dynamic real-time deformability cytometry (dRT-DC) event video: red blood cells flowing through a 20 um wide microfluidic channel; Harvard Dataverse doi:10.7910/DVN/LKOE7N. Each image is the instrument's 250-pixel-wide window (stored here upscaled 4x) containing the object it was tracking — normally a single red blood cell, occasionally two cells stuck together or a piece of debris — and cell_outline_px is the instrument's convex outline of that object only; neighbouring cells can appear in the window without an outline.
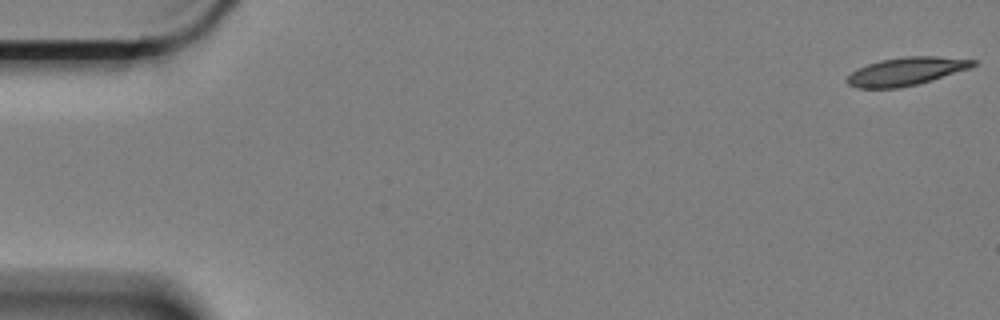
{"species": "Egyptian fruit bat (a non-hibernating species)", "species_latin": "Rousettus aegyptiacus", "temperature_condition": "cold", "stored_images_in_passage": 59, "camera_frame_rate_fps": 3000, "um_per_image_px": 0.085, "animal": {"sex": "female"}, "frame": {"image": 1, "passage_image": 1, "time_ms": 0.0, "image_size_px": [1000, 320], "cell_outline_px": [[976, 64], [968, 68], [932, 80], [900, 88], [856, 88], [848, 84], [844, 80], [856, 68], [880, 60], [904, 56], [936, 56], [976, 60]], "centroid_in_image_um": [76.96, 6.06], "position_along_channel_um": 8.0, "area_um2": 20.52}}
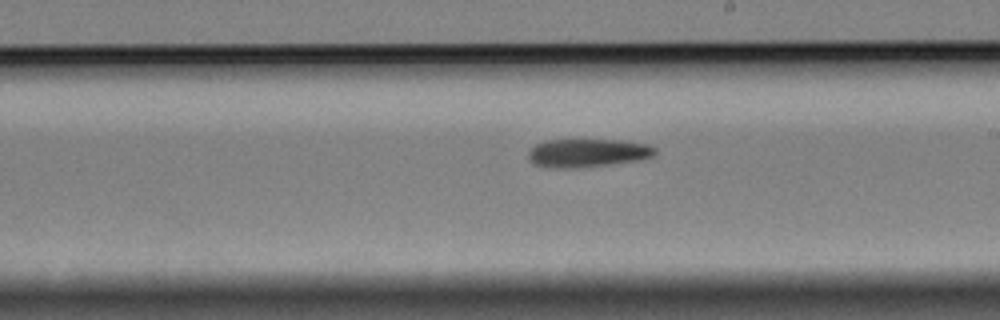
{"frame": {"image": 2, "passage_image": 34, "time_ms": 11.0, "image_size_px": [1000, 320], "cell_outline_px": [[656, 152], [652, 156], [636, 160], [608, 164], [576, 168], [552, 168], [532, 164], [528, 160], [528, 152], [536, 144], [544, 140], [620, 140], [648, 144], [656, 148]], "centroid_in_image_um": [49.89, 13.0], "position_along_channel_um": 239.1, "area_um2": 20.87}}
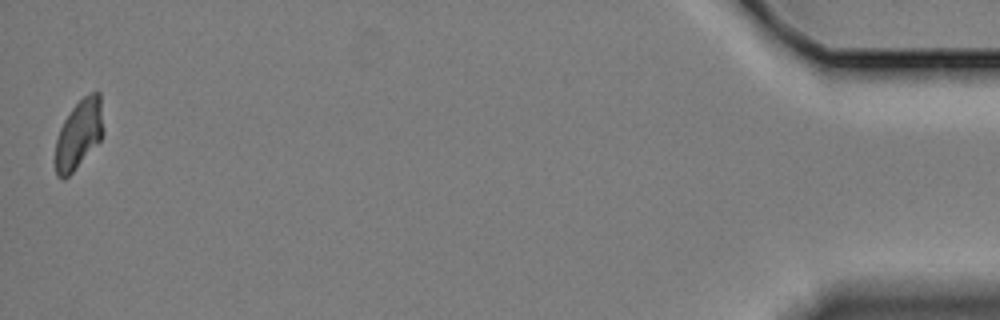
{"frame": {"image": 3, "passage_image": 59, "time_ms": 19.333, "image_size_px": [1000, 320], "cell_outline_px": [[104, 136], [72, 172], [64, 180], [60, 180], [56, 176], [56, 140], [60, 128], [64, 120], [72, 108], [84, 96], [92, 92], [100, 92], [104, 132]], "centroid_in_image_um": [6.72, 11.41], "position_along_channel_um": 428.5, "area_um2": 19.25}, "authors_computed_cell_mechanics": {"area_um2": 20.9236, "velocity_mm_per_s": 3.345, "shape_relaxation_time_tau1_ms": 8.6498, "shape_relaxation_time_tau2_ms": null, "deformation_change_tau1": 0.1782, "deformation_change_tau2": null}}